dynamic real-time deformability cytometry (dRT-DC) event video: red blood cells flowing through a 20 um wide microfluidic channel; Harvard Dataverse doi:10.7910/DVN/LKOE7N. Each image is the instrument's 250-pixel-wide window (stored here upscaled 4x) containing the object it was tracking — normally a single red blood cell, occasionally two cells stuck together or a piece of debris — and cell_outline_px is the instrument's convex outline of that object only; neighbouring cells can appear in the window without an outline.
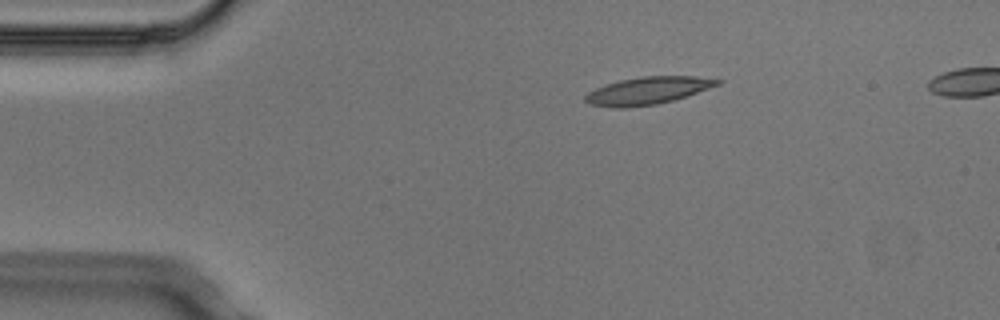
{"species": "Egyptian fruit bat (a non-hibernating species)", "species_latin": "Rousettus aegyptiacus", "temperature_condition": "cold", "stored_images_in_passage": 3, "camera_frame_rate_fps": 3000, "um_per_image_px": 0.085, "animal": {"sex": "male"}, "frame": {"image": 1, "passage_image": 1, "time_ms": 0.0, "image_size_px": [1000, 320], "cell_outline_px": [[724, 80], [720, 84], [688, 96], [656, 104], [624, 108], [612, 108], [592, 104], [584, 100], [584, 96], [588, 92], [596, 88], [620, 80], [640, 76], [696, 76]], "centroid_in_image_um": [55.08, 7.7], "position_along_channel_um": 29.9, "area_um2": 21.1}}